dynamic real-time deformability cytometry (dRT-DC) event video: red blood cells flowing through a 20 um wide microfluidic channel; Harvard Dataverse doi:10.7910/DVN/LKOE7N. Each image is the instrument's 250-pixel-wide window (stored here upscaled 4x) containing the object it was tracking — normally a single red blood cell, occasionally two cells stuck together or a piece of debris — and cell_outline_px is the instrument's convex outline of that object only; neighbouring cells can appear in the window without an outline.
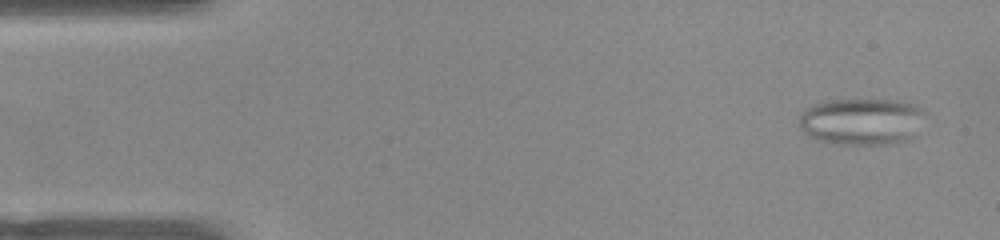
{"species": "common noctule bat (a hibernating species)", "species_latin": "Nyctalus noctula", "temperature_condition": "warm", "stored_images_in_passage": 50, "camera_frame_rate_fps": 3000, "um_per_image_px": 0.085, "animal": {"sex": "female", "body_mass_g": 22.0, "forearm_length_mm": 56.7}, "frame": {"image": 1, "passage_image": 1, "time_ms": 0.0, "image_size_px": [1000, 240], "cell_outline_px": [[928, 112], [908, 136], [904, 140], [884, 144], [840, 144], [820, 140], [804, 132], [800, 128], [800, 112], [812, 104], [824, 100], [896, 100], [912, 104], [924, 108]], "centroid_in_image_um": [73.19, 10.29], "position_along_channel_um": 11.8, "area_um2": 33.81}}
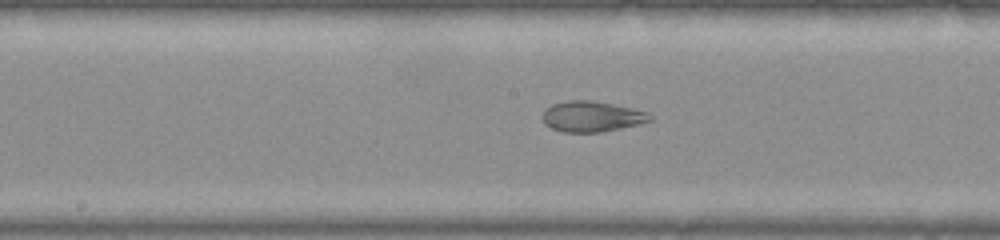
{"frame": {"image": 2, "passage_image": 24, "time_ms": 7.667, "image_size_px": [1000, 240], "cell_outline_px": [[652, 120], [640, 124], [600, 132], [564, 132], [552, 128], [544, 124], [544, 112], [552, 104], [568, 100], [592, 100], [632, 108], [648, 112], [652, 116]], "centroid_in_image_um": [50.33, 9.9], "position_along_channel_um": 197.9, "area_um2": 19.02}}
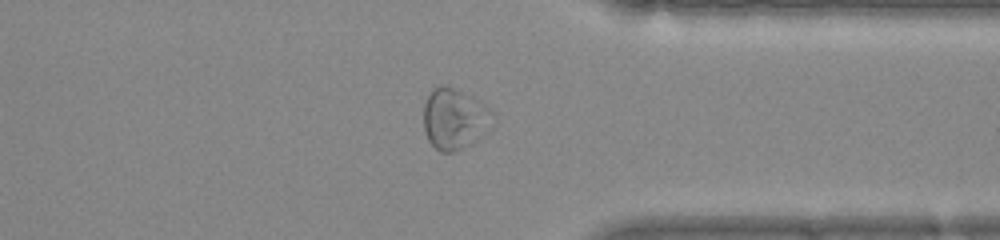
{"frame": {"image": 3, "passage_image": 38, "time_ms": 12.333, "image_size_px": [1000, 240], "cell_outline_px": [[492, 128], [484, 136], [472, 144], [452, 152], [440, 152], [428, 140], [424, 132], [424, 104], [432, 88], [440, 84], [448, 84], [480, 100], [492, 112]], "centroid_in_image_um": [38.65, 10.09], "position_along_channel_um": 372.8, "area_um2": 25.09}, "authors_computed_cell_mechanics": {"area_um2": 25.7788, "velocity_mm_per_s": 3.8643, "shape_relaxation_time_tau1_ms": null, "shape_relaxation_time_tau2_ms": 1.1085, "deformation_change_tau1": null, "deformation_change_tau2": 0.0604}}